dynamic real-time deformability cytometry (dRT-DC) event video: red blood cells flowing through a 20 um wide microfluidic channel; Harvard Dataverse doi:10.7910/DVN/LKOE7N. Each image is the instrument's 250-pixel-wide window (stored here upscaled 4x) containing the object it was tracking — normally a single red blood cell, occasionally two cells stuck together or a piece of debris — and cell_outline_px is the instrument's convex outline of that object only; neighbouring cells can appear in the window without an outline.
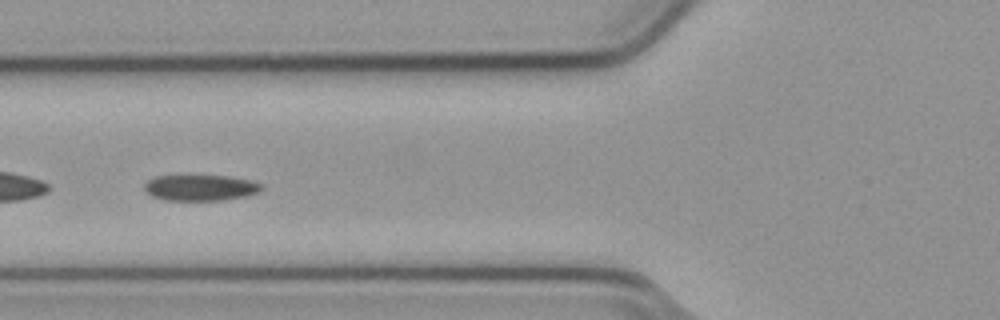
{"species": "common noctule bat (a hibernating species)", "species_latin": "Nyctalus noctula", "temperature_condition": "cold", "stored_images_in_passage": 54, "camera_frame_rate_fps": 3000, "um_per_image_px": 0.085, "animal": {"sex": "male", "body_mass_g": 23.1, "forearm_length_mm": 52.7}, "frame": {"image": 1, "passage_image": 21, "time_ms": 6.667, "image_size_px": [1000, 320], "cell_outline_px": [[264, 188], [260, 192], [248, 196], [224, 200], [164, 200], [152, 196], [144, 188], [144, 184], [148, 180], [156, 176], [228, 176], [252, 180], [264, 184]], "centroid_in_image_um": [17.12, 15.96], "position_along_channel_um": 108.7, "area_um2": 17.86}}
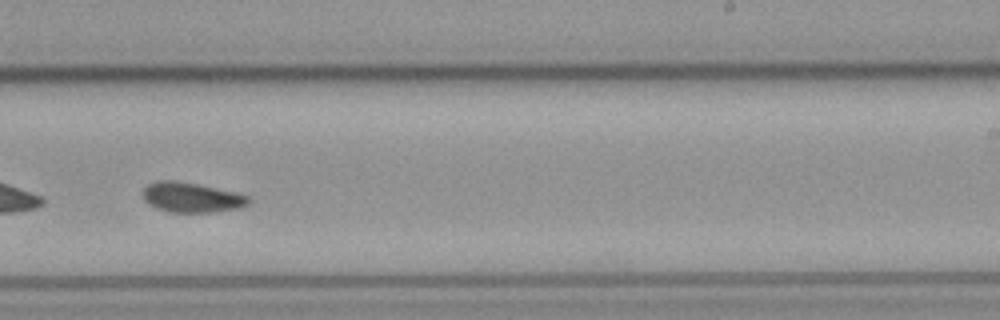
{"frame": {"image": 2, "passage_image": 34, "time_ms": 11.0, "image_size_px": [1000, 320], "cell_outline_px": [[252, 200], [248, 204], [240, 208], [212, 212], [172, 212], [156, 208], [148, 204], [144, 200], [144, 188], [148, 184], [160, 180], [176, 180], [236, 192], [248, 196]], "centroid_in_image_um": [16.3, 16.78], "position_along_channel_um": 272.7, "area_um2": 18.38}}
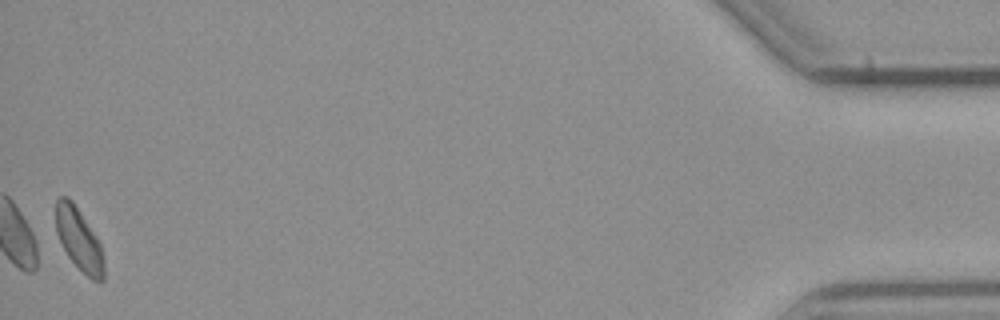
{"frame": {"image": 3, "passage_image": 54, "time_ms": 17.667, "image_size_px": [1000, 320], "cell_outline_px": [[104, 280], [92, 280], [68, 256], [56, 232], [56, 200], [60, 196], [68, 196], [72, 200], [96, 236], [100, 244], [104, 260]], "centroid_in_image_um": [6.71, 20.32], "position_along_channel_um": 428.5, "area_um2": 17.11}, "authors_computed_cell_mechanics": {"area_um2": 18.7561, "velocity_mm_per_s": 3.7811, "shape_relaxation_time_tau1_ms": 5.0219, "shape_relaxation_time_tau2_ms": null, "deformation_change_tau1": 0.0935, "deformation_change_tau2": null}}